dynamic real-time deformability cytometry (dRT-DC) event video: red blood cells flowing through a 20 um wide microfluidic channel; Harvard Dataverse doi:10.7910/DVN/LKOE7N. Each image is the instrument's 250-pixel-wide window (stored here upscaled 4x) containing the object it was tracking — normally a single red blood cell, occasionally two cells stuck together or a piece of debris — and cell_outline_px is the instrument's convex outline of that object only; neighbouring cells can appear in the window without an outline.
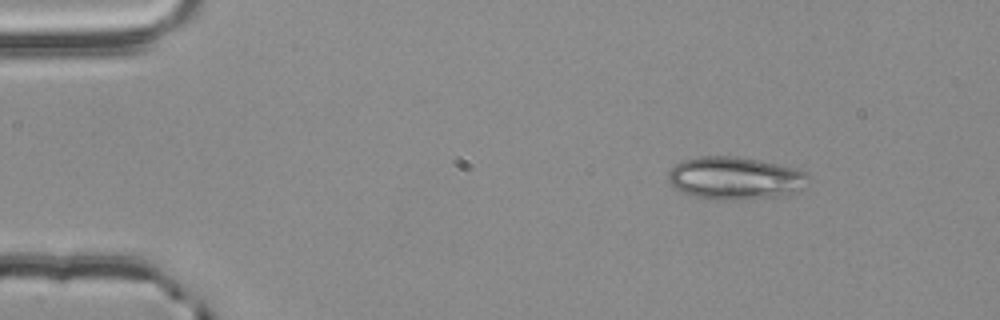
{"species": "common noctule bat (a hibernating species)", "species_latin": "Nyctalus noctula", "temperature_condition": "room temperature", "stored_images_in_passage": 48, "camera_frame_rate_fps": 3000, "um_per_image_px": 0.085, "animal": {"sex": "male", "body_mass_g": 20.4}, "frame": {"image": 1, "passage_image": 1, "time_ms": 0.0, "image_size_px": [1000, 320], "cell_outline_px": [[808, 176], [800, 188], [796, 192], [776, 196], [740, 200], [708, 200], [684, 192], [676, 188], [668, 180], [668, 172], [676, 164], [684, 160], [700, 156], [736, 156], [760, 160], [792, 168], [804, 172]], "centroid_in_image_um": [62.42, 15.14], "position_along_channel_um": 22.6, "area_um2": 34.39}}
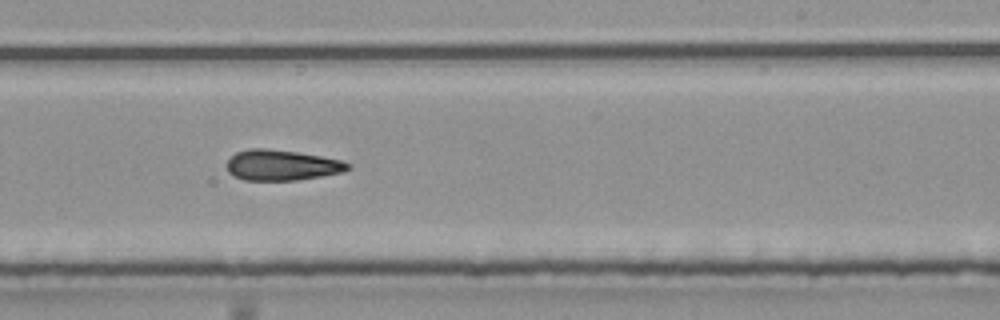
{"frame": {"image": 2, "passage_image": 27, "time_ms": 8.667, "image_size_px": [1000, 320], "cell_outline_px": [[352, 168], [344, 172], [296, 180], [244, 180], [232, 176], [228, 172], [228, 160], [236, 152], [248, 148], [264, 148], [296, 152], [320, 156], [340, 160], [352, 164]], "centroid_in_image_um": [23.96, 14.04], "position_along_channel_um": 265.0, "area_um2": 21.56}}
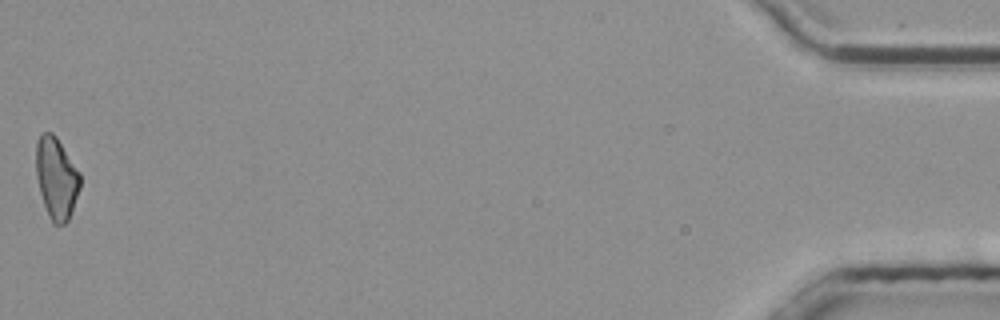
{"frame": {"image": 3, "passage_image": 48, "time_ms": 15.667, "image_size_px": [1000, 320], "cell_outline_px": [[80, 188], [68, 220], [64, 224], [52, 224], [48, 216], [40, 192], [36, 176], [36, 140], [40, 132], [52, 132], [56, 136], [80, 172]], "centroid_in_image_um": [4.78, 15.11], "position_along_channel_um": 430.4, "area_um2": 21.04}, "authors_computed_cell_mechanics": {"area_um2": 22.0218, "velocity_mm_per_s": 3.8286, "shape_relaxation_time_tau1_ms": null, "shape_relaxation_time_tau2_ms": 6.0002, "deformation_change_tau1": null, "deformation_change_tau2": 0.164}}